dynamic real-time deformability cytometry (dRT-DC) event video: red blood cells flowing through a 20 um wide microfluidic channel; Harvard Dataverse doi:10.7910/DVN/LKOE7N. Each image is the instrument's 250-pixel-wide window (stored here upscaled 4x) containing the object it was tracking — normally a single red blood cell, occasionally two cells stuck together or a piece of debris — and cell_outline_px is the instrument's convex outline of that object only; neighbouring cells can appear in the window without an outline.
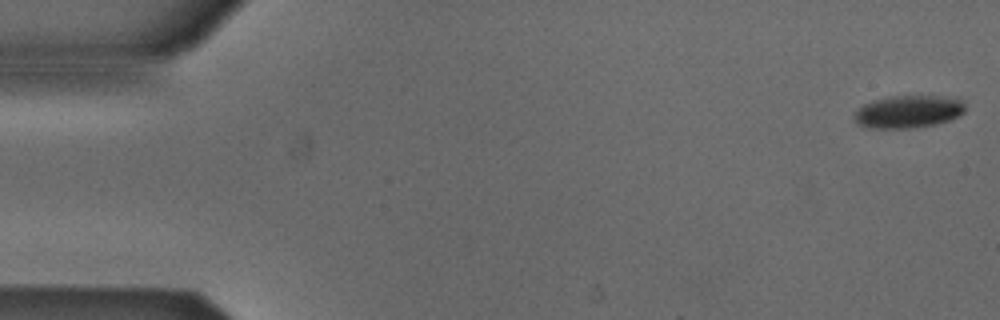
{"species": "Egyptian fruit bat (a non-hibernating species)", "species_latin": "Rousettus aegyptiacus", "temperature_condition": "cold", "stored_images_in_passage": 43, "camera_frame_rate_fps": 3000, "um_per_image_px": 0.085, "animal": {"sex": "male"}, "frame": {"image": 1, "passage_image": 1, "time_ms": 0.0, "image_size_px": [1000, 320], "cell_outline_px": [[964, 112], [948, 120], [936, 124], [912, 128], [868, 128], [856, 124], [852, 120], [856, 112], [864, 104], [872, 100], [892, 96], [940, 96], [960, 100], [964, 104]], "centroid_in_image_um": [77.14, 9.5], "position_along_channel_um": 7.9, "area_um2": 20.92}}
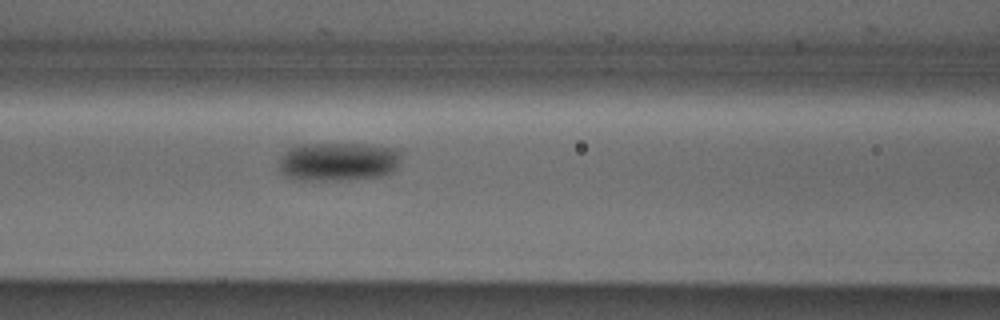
{"frame": {"image": 2, "passage_image": 22, "time_ms": 7.0, "image_size_px": [1000, 320], "cell_outline_px": [[400, 156], [396, 168], [392, 172], [380, 176], [348, 180], [292, 180], [284, 176], [280, 172], [280, 156], [288, 148], [296, 144], [368, 144], [400, 148]], "centroid_in_image_um": [28.72, 13.73], "position_along_channel_um": 137.9, "area_um2": 28.09}}
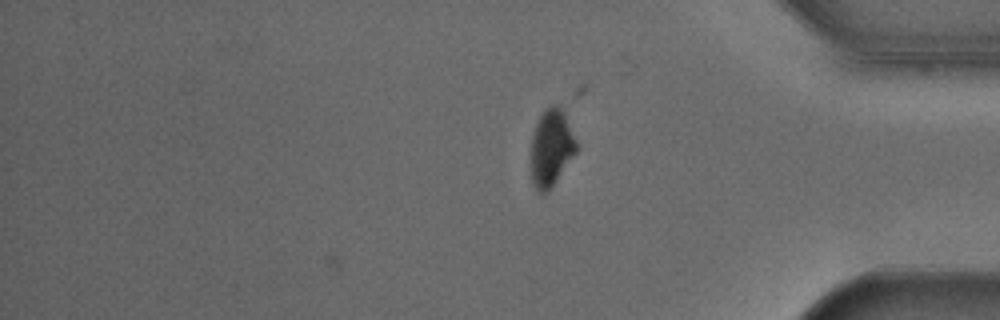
{"frame": {"image": 3, "passage_image": 43, "time_ms": 14.0, "image_size_px": [1000, 320], "cell_outline_px": [[576, 152], [548, 192], [540, 192], [532, 184], [528, 164], [532, 132], [540, 116], [552, 104], [556, 104], [564, 112], [576, 140]], "centroid_in_image_um": [46.79, 12.6], "position_along_channel_um": 388.4, "area_um2": 20.63}, "authors_computed_cell_mechanics": {"area_um2": 25.143, "velocity_mm_per_s": 3.8672, "shape_relaxation_time_tau1_ms": 2.0736, "shape_relaxation_time_tau2_ms": null, "deformation_change_tau1": 0.0884, "deformation_change_tau2": null}}